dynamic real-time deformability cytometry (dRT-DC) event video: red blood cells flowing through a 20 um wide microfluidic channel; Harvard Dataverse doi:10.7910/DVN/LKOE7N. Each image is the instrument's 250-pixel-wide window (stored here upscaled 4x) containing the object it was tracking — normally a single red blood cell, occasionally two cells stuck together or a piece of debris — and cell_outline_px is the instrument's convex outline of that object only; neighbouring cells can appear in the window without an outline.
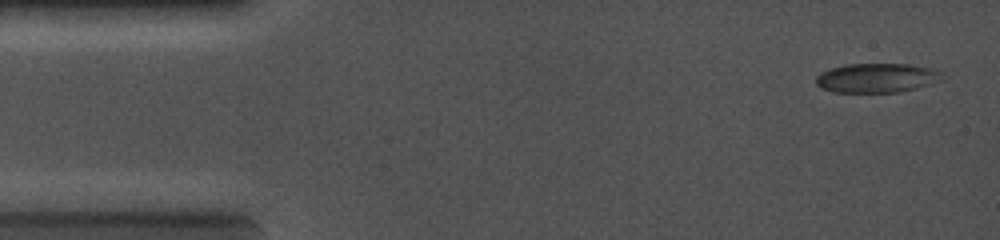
{"species": "common noctule bat (a hibernating species)", "species_latin": "Nyctalus noctula", "temperature_condition": "cold", "stored_images_in_passage": 31, "camera_frame_rate_fps": 5000, "um_per_image_px": 0.085, "animal": {"sex": "female", "body_mass_g": 19.0, "forearm_length_mm": 56.7}, "frame": {"image": 1, "passage_image": 1, "time_ms": 0.0, "image_size_px": [1000, 240], "cell_outline_px": [[944, 72], [928, 84], [916, 88], [900, 92], [832, 92], [820, 88], [816, 84], [816, 76], [820, 72], [844, 64], [908, 64], [932, 68]], "centroid_in_image_um": [74.43, 6.62], "position_along_channel_um": 10.6, "area_um2": 21.33}}
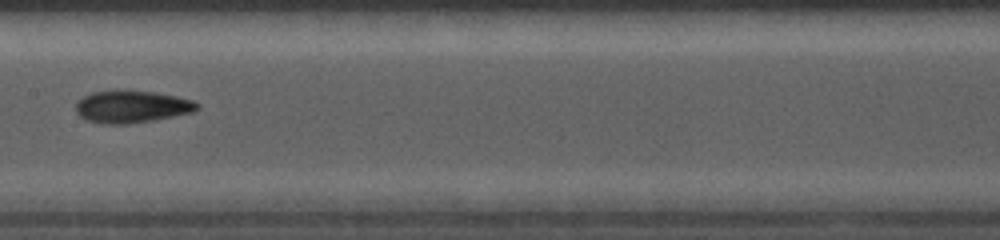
{"frame": {"image": 2, "passage_image": 15, "time_ms": 6.2, "image_size_px": [1000, 240], "cell_outline_px": [[200, 108], [192, 112], [152, 120], [128, 124], [104, 124], [84, 120], [76, 112], [76, 104], [84, 96], [92, 92], [156, 92], [176, 96], [192, 100], [200, 104]], "centroid_in_image_um": [11.21, 9.09], "position_along_channel_um": 196.2, "area_um2": 22.31}}
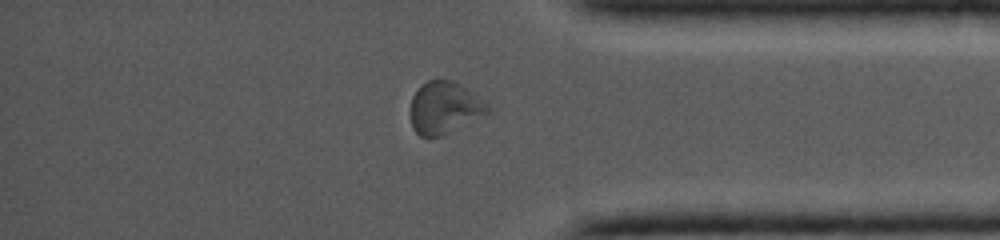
{"frame": {"image": 3, "passage_image": 26, "time_ms": 10.6, "image_size_px": [1000, 240], "cell_outline_px": [[492, 112], [440, 136], [428, 140], [420, 136], [412, 128], [412, 96], [416, 88], [420, 84], [428, 80], [452, 80], [460, 84], [472, 92], [488, 104], [492, 108]], "centroid_in_image_um": [37.78, 9.17], "position_along_channel_um": 397.4, "area_um2": 23.64}}